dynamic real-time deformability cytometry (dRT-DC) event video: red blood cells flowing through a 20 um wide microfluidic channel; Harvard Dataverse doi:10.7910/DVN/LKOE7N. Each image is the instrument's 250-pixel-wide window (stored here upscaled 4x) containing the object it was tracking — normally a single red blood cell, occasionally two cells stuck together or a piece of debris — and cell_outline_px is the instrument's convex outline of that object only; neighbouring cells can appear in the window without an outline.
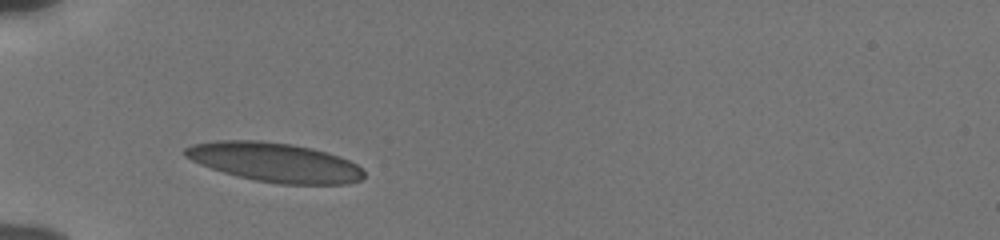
{"species": "human", "species_latin": "Homo sapiens", "temperature_condition": "cold", "stored_images_in_passage": 30, "camera_frame_rate_fps": 3000, "um_per_image_px": 0.085, "donor": {"sex": "male"}, "frame": {"image": 1, "passage_image": 1, "time_ms": 0.0, "image_size_px": [1000, 240], "cell_outline_px": [[364, 176], [360, 180], [348, 184], [280, 184], [256, 180], [236, 176], [200, 164], [184, 156], [184, 148], [192, 144], [216, 140], [260, 140], [292, 144], [312, 148], [328, 152], [340, 156], [356, 164], [364, 172]], "centroid_in_image_um": [23.35, 13.78], "position_along_channel_um": 61.6, "area_um2": 40.92}}
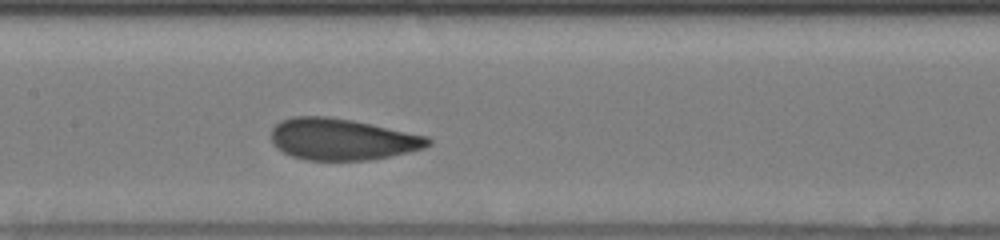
{"frame": {"image": 2, "passage_image": 11, "time_ms": 3.333, "image_size_px": [1000, 240], "cell_outline_px": [[432, 144], [424, 148], [408, 152], [368, 160], [308, 160], [292, 156], [276, 148], [272, 144], [272, 128], [280, 120], [292, 116], [328, 116], [352, 120], [372, 124], [428, 136], [432, 140]], "centroid_in_image_um": [29.07, 11.83], "position_along_channel_um": 178.3, "area_um2": 38.03}}
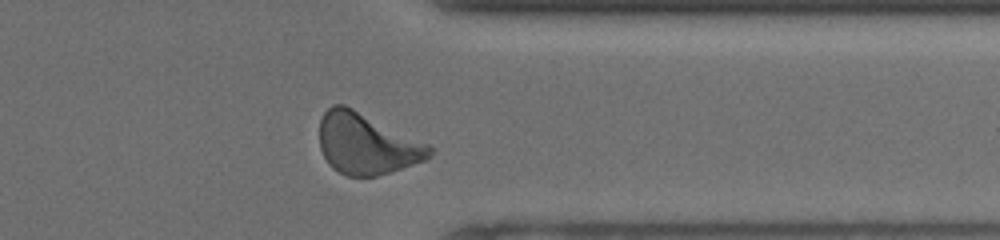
{"frame": {"image": 3, "passage_image": 27, "time_ms": 8.667, "image_size_px": [1000, 240], "cell_outline_px": [[436, 148], [432, 156], [424, 160], [376, 176], [348, 176], [332, 168], [328, 164], [320, 148], [320, 120], [324, 112], [332, 104], [344, 104], [428, 144]], "centroid_in_image_um": [31.15, 12.22], "position_along_channel_um": 380.2, "area_um2": 38.78}, "authors_computed_cell_mechanics": {"area_um2": 37.8012, "velocity_mm_per_s": 3.8183, "shape_relaxation_time_tau1_ms": 4.3269, "shape_relaxation_time_tau2_ms": 0.8614, "deformation_change_tau1": 0.1273, "deformation_change_tau2": 0.0596}}